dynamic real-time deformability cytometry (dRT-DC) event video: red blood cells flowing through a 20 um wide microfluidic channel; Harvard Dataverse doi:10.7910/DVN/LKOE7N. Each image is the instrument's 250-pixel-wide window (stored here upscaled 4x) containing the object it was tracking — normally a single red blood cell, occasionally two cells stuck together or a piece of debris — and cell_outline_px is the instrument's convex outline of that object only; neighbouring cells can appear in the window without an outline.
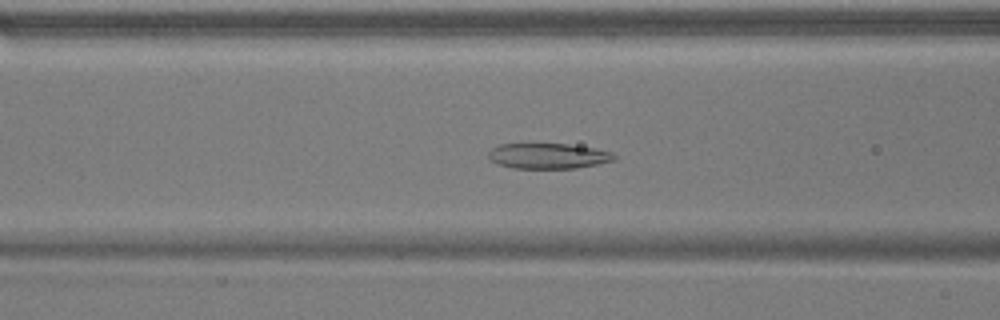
{"species": "common noctule bat (a hibernating species)", "species_latin": "Nyctalus noctula", "temperature_condition": "warm", "stored_images_in_passage": 54, "camera_frame_rate_fps": 3000, "um_per_image_px": 0.085, "animal": {"sex": "male", "body_mass_g": 17.9}, "frame": {"image": 1, "passage_image": 22, "time_ms": 7.0, "image_size_px": [1000, 320], "cell_outline_px": [[616, 160], [576, 168], [512, 168], [496, 164], [488, 156], [488, 152], [492, 148], [500, 144], [568, 144], [596, 148], [612, 152], [616, 156]], "centroid_in_image_um": [46.6, 13.25], "position_along_channel_um": 120.0, "area_um2": 18.67}}
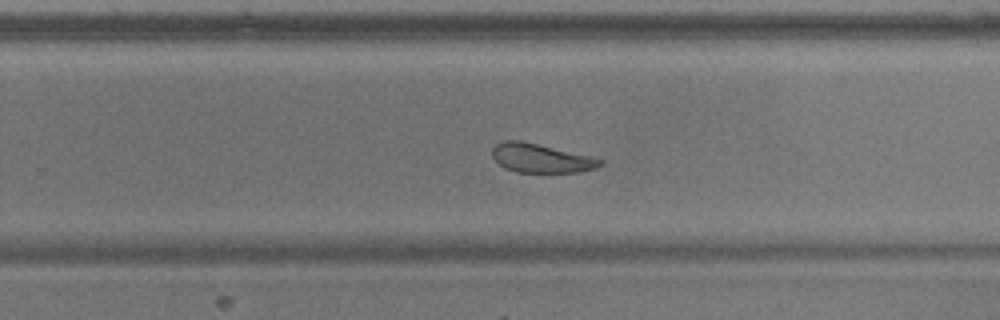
{"frame": {"image": 2, "passage_image": 35, "time_ms": 11.333, "image_size_px": [1000, 320], "cell_outline_px": [[604, 160], [600, 164], [592, 168], [576, 172], [516, 172], [504, 168], [492, 156], [492, 148], [496, 144], [504, 140], [520, 140], [588, 156]], "centroid_in_image_um": [45.89, 13.44], "position_along_channel_um": 283.9, "area_um2": 17.69}}
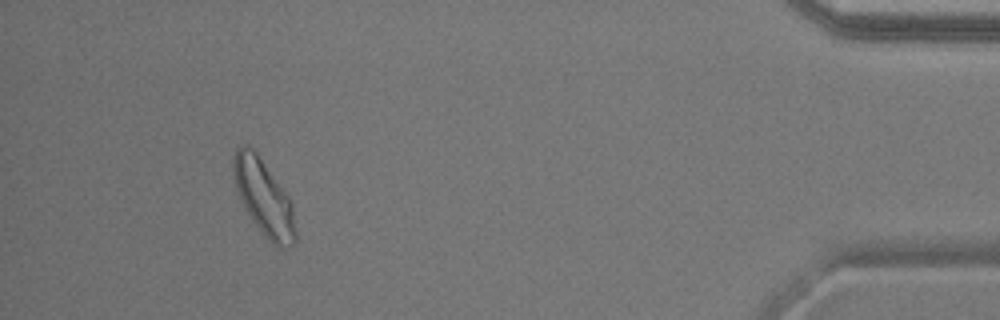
{"frame": {"image": 3, "passage_image": 50, "time_ms": 16.333, "image_size_px": [1000, 320], "cell_outline_px": [[296, 240], [288, 248], [280, 248], [272, 244], [252, 220], [244, 208], [236, 188], [232, 172], [232, 160], [236, 148], [240, 144], [248, 144], [256, 152], [288, 196], [292, 204], [296, 228]], "centroid_in_image_um": [22.41, 16.79], "position_along_channel_um": 412.8, "area_um2": 27.4}, "authors_computed_cell_mechanics": {"area_um2": 23.0333, "velocity_mm_per_s": 3.7866, "shape_relaxation_time_tau1_ms": 8.1522, "shape_relaxation_time_tau2_ms": 2.3076, "deformation_change_tau1": 0.1671, "deformation_change_tau2": 0.0916}}